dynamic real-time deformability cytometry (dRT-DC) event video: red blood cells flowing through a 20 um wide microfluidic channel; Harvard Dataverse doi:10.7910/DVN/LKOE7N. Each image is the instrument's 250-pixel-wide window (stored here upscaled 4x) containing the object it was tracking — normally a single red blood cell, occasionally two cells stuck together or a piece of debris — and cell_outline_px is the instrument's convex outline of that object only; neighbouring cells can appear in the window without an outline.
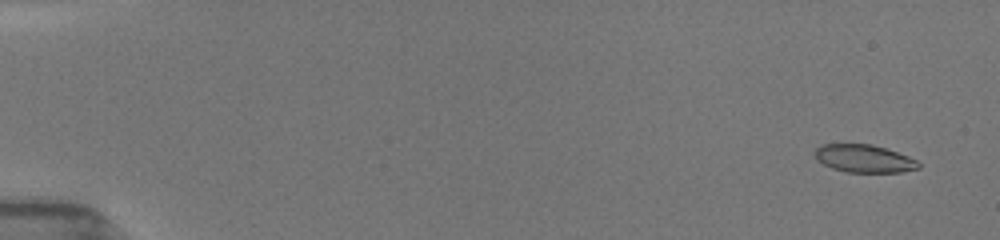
{"species": "common noctule bat (a hibernating species)", "species_latin": "Nyctalus noctula", "temperature_condition": "room temperature", "stored_images_in_passage": 53, "camera_frame_rate_fps": 3000, "um_per_image_px": 0.085, "animal": {"sex": "female", "body_mass_g": 19.5, "forearm_length_mm": 54.1}, "frame": {"image": 1, "passage_image": 3, "time_ms": 0.667, "image_size_px": [1000, 240], "cell_outline_px": [[920, 168], [900, 172], [844, 172], [832, 168], [824, 164], [816, 156], [816, 148], [824, 144], [868, 144], [884, 148], [908, 156], [916, 160], [920, 164]], "centroid_in_image_um": [73.47, 13.49], "position_along_channel_um": 11.5, "area_um2": 16.47}}
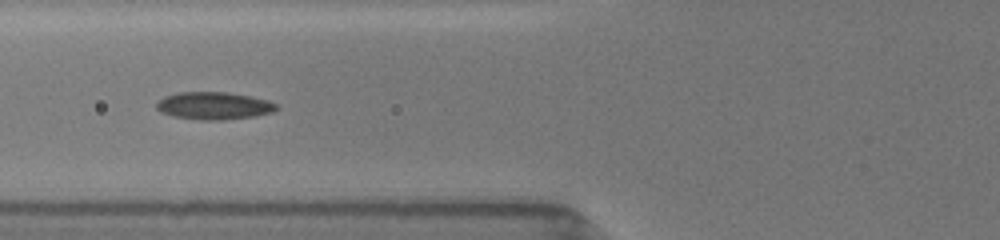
{"frame": {"image": 2, "passage_image": 22, "time_ms": 7.0, "image_size_px": [1000, 240], "cell_outline_px": [[276, 108], [272, 112], [252, 116], [224, 120], [200, 120], [172, 116], [160, 112], [156, 108], [156, 104], [164, 96], [176, 92], [228, 92], [252, 96], [268, 100], [276, 104]], "centroid_in_image_um": [18.14, 8.98], "position_along_channel_um": 107.7, "area_um2": 19.25}}
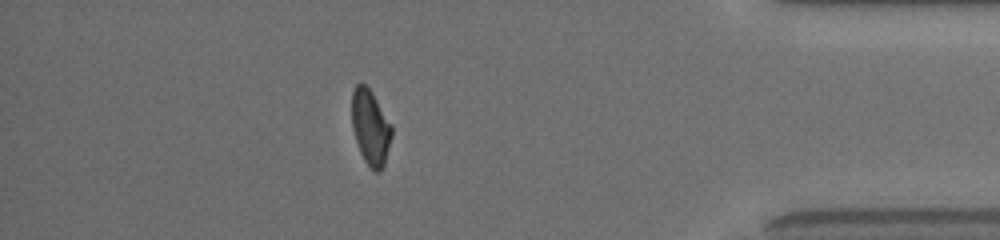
{"frame": {"image": 3, "passage_image": 47, "time_ms": 15.333, "image_size_px": [1000, 240], "cell_outline_px": [[392, 136], [384, 164], [380, 172], [376, 172], [364, 160], [360, 152], [352, 128], [352, 92], [356, 84], [360, 80], [372, 92], [392, 124]], "centroid_in_image_um": [31.49, 10.79], "position_along_channel_um": 403.7, "area_um2": 17.51}, "authors_computed_cell_mechanics": {"area_um2": 17.918, "velocity_mm_per_s": 3.9643, "shape_relaxation_time_tau1_ms": 4.8943, "shape_relaxation_time_tau2_ms": 3.0907, "deformation_change_tau1": 0.1609, "deformation_change_tau2": 0.0956}}